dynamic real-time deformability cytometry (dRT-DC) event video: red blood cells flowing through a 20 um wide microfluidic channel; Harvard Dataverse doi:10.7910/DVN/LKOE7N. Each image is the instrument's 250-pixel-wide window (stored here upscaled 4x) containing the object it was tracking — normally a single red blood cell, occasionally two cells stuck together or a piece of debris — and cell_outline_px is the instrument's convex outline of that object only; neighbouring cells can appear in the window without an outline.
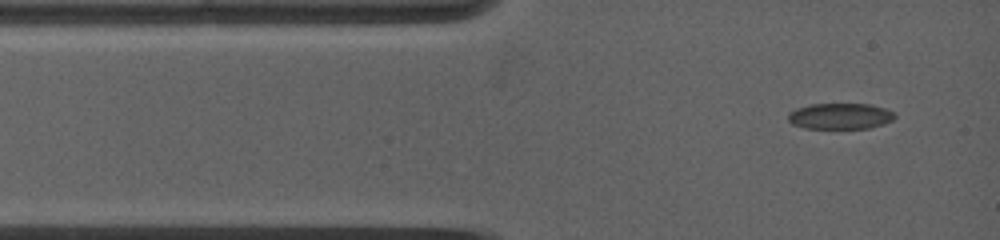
{"species": "common noctule bat (a hibernating species)", "species_latin": "Nyctalus noctula", "temperature_condition": "warm", "stored_images_in_passage": 4, "camera_frame_rate_fps": 5000, "um_per_image_px": 0.085, "animal": {"sex": "female", "body_mass_g": 19.0, "forearm_length_mm": 53.3}, "frame": {"image": 1, "passage_image": 1, "time_ms": 0.0, "image_size_px": [1000, 240], "cell_outline_px": [[896, 116], [892, 120], [884, 124], [868, 128], [804, 128], [792, 124], [788, 120], [788, 112], [796, 108], [808, 104], [868, 104], [884, 108], [892, 112]], "centroid_in_image_um": [71.37, 9.87], "position_along_channel_um": 13.6, "area_um2": 16.13}}
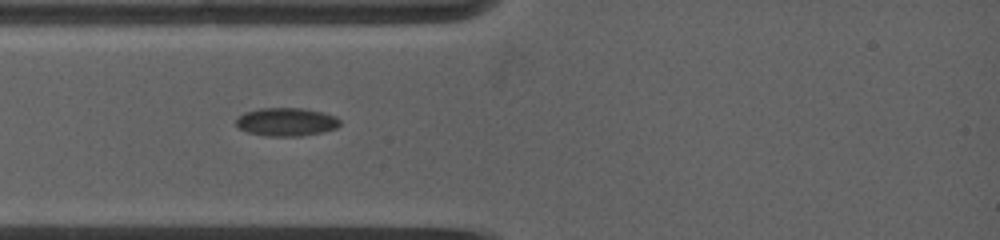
{"frame": {"image": 2, "passage_image": 3, "time_ms": 2.2, "image_size_px": [1000, 240], "cell_outline_px": [[340, 124], [336, 128], [324, 132], [300, 136], [268, 136], [248, 132], [240, 128], [236, 124], [236, 116], [244, 112], [260, 108], [304, 108], [324, 112], [336, 116], [340, 120]], "centroid_in_image_um": [24.35, 10.35], "position_along_channel_um": 60.6, "area_um2": 17.28}}
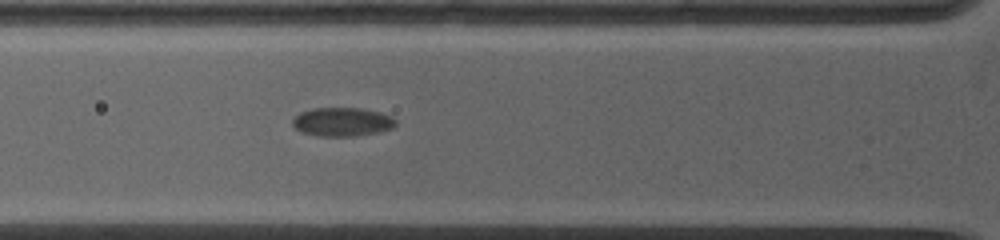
{"frame": {"image": 3, "passage_image": 4, "time_ms": 3.2, "image_size_px": [1000, 240], "cell_outline_px": [[396, 124], [392, 128], [380, 132], [356, 136], [316, 136], [300, 132], [292, 124], [292, 120], [300, 112], [312, 108], [360, 108], [380, 112], [392, 116], [396, 120]], "centroid_in_image_um": [29.09, 10.36], "position_along_channel_um": 96.7, "area_um2": 17.46}}